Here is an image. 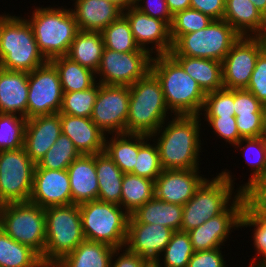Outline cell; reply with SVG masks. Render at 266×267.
<instances>
[{
	"label": "cell",
	"instance_id": "6da1fadb",
	"mask_svg": "<svg viewBox=\"0 0 266 267\" xmlns=\"http://www.w3.org/2000/svg\"><path fill=\"white\" fill-rule=\"evenodd\" d=\"M201 120L199 115H174L149 136L157 145L163 170L199 169Z\"/></svg>",
	"mask_w": 266,
	"mask_h": 267
},
{
	"label": "cell",
	"instance_id": "7a4b0ae2",
	"mask_svg": "<svg viewBox=\"0 0 266 267\" xmlns=\"http://www.w3.org/2000/svg\"><path fill=\"white\" fill-rule=\"evenodd\" d=\"M151 72L161 84L166 106L171 113L200 116L206 93L170 54L153 56Z\"/></svg>",
	"mask_w": 266,
	"mask_h": 267
},
{
	"label": "cell",
	"instance_id": "3957f363",
	"mask_svg": "<svg viewBox=\"0 0 266 267\" xmlns=\"http://www.w3.org/2000/svg\"><path fill=\"white\" fill-rule=\"evenodd\" d=\"M47 62L27 19L0 15V68L29 73Z\"/></svg>",
	"mask_w": 266,
	"mask_h": 267
},
{
	"label": "cell",
	"instance_id": "277c9868",
	"mask_svg": "<svg viewBox=\"0 0 266 267\" xmlns=\"http://www.w3.org/2000/svg\"><path fill=\"white\" fill-rule=\"evenodd\" d=\"M129 114L126 133L152 135L169 118L161 84L150 71L145 77L129 86ZM167 118V119H166Z\"/></svg>",
	"mask_w": 266,
	"mask_h": 267
},
{
	"label": "cell",
	"instance_id": "5b68a950",
	"mask_svg": "<svg viewBox=\"0 0 266 267\" xmlns=\"http://www.w3.org/2000/svg\"><path fill=\"white\" fill-rule=\"evenodd\" d=\"M234 181L228 170L222 171L215 178H206L195 190L193 197L183 205L180 231L188 232L223 213L241 195L239 189L236 194L233 192Z\"/></svg>",
	"mask_w": 266,
	"mask_h": 267
},
{
	"label": "cell",
	"instance_id": "8992f818",
	"mask_svg": "<svg viewBox=\"0 0 266 267\" xmlns=\"http://www.w3.org/2000/svg\"><path fill=\"white\" fill-rule=\"evenodd\" d=\"M35 7L27 21L32 26L35 40L44 57L50 61L67 55L74 37L79 32L70 8Z\"/></svg>",
	"mask_w": 266,
	"mask_h": 267
},
{
	"label": "cell",
	"instance_id": "52a82bcc",
	"mask_svg": "<svg viewBox=\"0 0 266 267\" xmlns=\"http://www.w3.org/2000/svg\"><path fill=\"white\" fill-rule=\"evenodd\" d=\"M46 245L41 257L46 267H52L85 240L79 205L68 204L45 208Z\"/></svg>",
	"mask_w": 266,
	"mask_h": 267
},
{
	"label": "cell",
	"instance_id": "ba28073f",
	"mask_svg": "<svg viewBox=\"0 0 266 267\" xmlns=\"http://www.w3.org/2000/svg\"><path fill=\"white\" fill-rule=\"evenodd\" d=\"M85 240L125 247L129 214L119 205L99 200L79 205Z\"/></svg>",
	"mask_w": 266,
	"mask_h": 267
},
{
	"label": "cell",
	"instance_id": "9c48e42d",
	"mask_svg": "<svg viewBox=\"0 0 266 267\" xmlns=\"http://www.w3.org/2000/svg\"><path fill=\"white\" fill-rule=\"evenodd\" d=\"M0 228L15 241L43 256L46 245L44 208L30 201L4 204L0 212Z\"/></svg>",
	"mask_w": 266,
	"mask_h": 267
},
{
	"label": "cell",
	"instance_id": "30bf717a",
	"mask_svg": "<svg viewBox=\"0 0 266 267\" xmlns=\"http://www.w3.org/2000/svg\"><path fill=\"white\" fill-rule=\"evenodd\" d=\"M239 38L240 35L227 21L213 20L202 30L182 35L169 54L222 62Z\"/></svg>",
	"mask_w": 266,
	"mask_h": 267
},
{
	"label": "cell",
	"instance_id": "8fae6325",
	"mask_svg": "<svg viewBox=\"0 0 266 267\" xmlns=\"http://www.w3.org/2000/svg\"><path fill=\"white\" fill-rule=\"evenodd\" d=\"M35 166L24 147L0 151V200L3 204L30 200Z\"/></svg>",
	"mask_w": 266,
	"mask_h": 267
},
{
	"label": "cell",
	"instance_id": "7c38bea8",
	"mask_svg": "<svg viewBox=\"0 0 266 267\" xmlns=\"http://www.w3.org/2000/svg\"><path fill=\"white\" fill-rule=\"evenodd\" d=\"M152 54L148 51L116 52L104 48L96 71L97 82L104 85L131 86L151 71Z\"/></svg>",
	"mask_w": 266,
	"mask_h": 267
},
{
	"label": "cell",
	"instance_id": "4fadbf2b",
	"mask_svg": "<svg viewBox=\"0 0 266 267\" xmlns=\"http://www.w3.org/2000/svg\"><path fill=\"white\" fill-rule=\"evenodd\" d=\"M27 119L59 113L63 91L55 66L46 64L28 73Z\"/></svg>",
	"mask_w": 266,
	"mask_h": 267
},
{
	"label": "cell",
	"instance_id": "5bb4252c",
	"mask_svg": "<svg viewBox=\"0 0 266 267\" xmlns=\"http://www.w3.org/2000/svg\"><path fill=\"white\" fill-rule=\"evenodd\" d=\"M129 86L99 83L91 120L107 135L126 133L129 114ZM107 132V133H106Z\"/></svg>",
	"mask_w": 266,
	"mask_h": 267
},
{
	"label": "cell",
	"instance_id": "9a60e30c",
	"mask_svg": "<svg viewBox=\"0 0 266 267\" xmlns=\"http://www.w3.org/2000/svg\"><path fill=\"white\" fill-rule=\"evenodd\" d=\"M266 44L255 37L240 36L222 61L223 85L226 89H246L258 56Z\"/></svg>",
	"mask_w": 266,
	"mask_h": 267
},
{
	"label": "cell",
	"instance_id": "2e32d148",
	"mask_svg": "<svg viewBox=\"0 0 266 267\" xmlns=\"http://www.w3.org/2000/svg\"><path fill=\"white\" fill-rule=\"evenodd\" d=\"M243 211L244 199L241 194L223 213L188 231L194 252L211 250L224 245L233 228H241Z\"/></svg>",
	"mask_w": 266,
	"mask_h": 267
},
{
	"label": "cell",
	"instance_id": "e0dca14e",
	"mask_svg": "<svg viewBox=\"0 0 266 267\" xmlns=\"http://www.w3.org/2000/svg\"><path fill=\"white\" fill-rule=\"evenodd\" d=\"M123 15L130 23L131 31L139 48L152 55L169 54L173 43L170 38V27L157 18L148 16L134 6L123 10ZM148 44H153L151 48Z\"/></svg>",
	"mask_w": 266,
	"mask_h": 267
},
{
	"label": "cell",
	"instance_id": "ac0fdd59",
	"mask_svg": "<svg viewBox=\"0 0 266 267\" xmlns=\"http://www.w3.org/2000/svg\"><path fill=\"white\" fill-rule=\"evenodd\" d=\"M173 232L172 229L160 224L138 223L130 215L125 247L130 252L146 258L150 263H155L163 259L161 254L170 242Z\"/></svg>",
	"mask_w": 266,
	"mask_h": 267
},
{
	"label": "cell",
	"instance_id": "d6986e66",
	"mask_svg": "<svg viewBox=\"0 0 266 267\" xmlns=\"http://www.w3.org/2000/svg\"><path fill=\"white\" fill-rule=\"evenodd\" d=\"M30 202L41 208L72 204L67 170H49L35 166Z\"/></svg>",
	"mask_w": 266,
	"mask_h": 267
},
{
	"label": "cell",
	"instance_id": "ffe728a7",
	"mask_svg": "<svg viewBox=\"0 0 266 267\" xmlns=\"http://www.w3.org/2000/svg\"><path fill=\"white\" fill-rule=\"evenodd\" d=\"M199 169L162 170L154 181V196L164 202L186 204L206 179Z\"/></svg>",
	"mask_w": 266,
	"mask_h": 267
},
{
	"label": "cell",
	"instance_id": "44dd1931",
	"mask_svg": "<svg viewBox=\"0 0 266 267\" xmlns=\"http://www.w3.org/2000/svg\"><path fill=\"white\" fill-rule=\"evenodd\" d=\"M61 133L59 113L27 119L23 147L29 158L37 164Z\"/></svg>",
	"mask_w": 266,
	"mask_h": 267
},
{
	"label": "cell",
	"instance_id": "7402d4cb",
	"mask_svg": "<svg viewBox=\"0 0 266 267\" xmlns=\"http://www.w3.org/2000/svg\"><path fill=\"white\" fill-rule=\"evenodd\" d=\"M60 114L61 132L74 143L80 154H98L105 150L106 134L91 118Z\"/></svg>",
	"mask_w": 266,
	"mask_h": 267
},
{
	"label": "cell",
	"instance_id": "603a6c76",
	"mask_svg": "<svg viewBox=\"0 0 266 267\" xmlns=\"http://www.w3.org/2000/svg\"><path fill=\"white\" fill-rule=\"evenodd\" d=\"M67 171L73 204L97 200L99 185L95 154H81L68 166Z\"/></svg>",
	"mask_w": 266,
	"mask_h": 267
},
{
	"label": "cell",
	"instance_id": "cb8c5ba5",
	"mask_svg": "<svg viewBox=\"0 0 266 267\" xmlns=\"http://www.w3.org/2000/svg\"><path fill=\"white\" fill-rule=\"evenodd\" d=\"M73 5L70 10L83 31L101 32L123 14V9L109 0H75Z\"/></svg>",
	"mask_w": 266,
	"mask_h": 267
},
{
	"label": "cell",
	"instance_id": "d4e9b609",
	"mask_svg": "<svg viewBox=\"0 0 266 267\" xmlns=\"http://www.w3.org/2000/svg\"><path fill=\"white\" fill-rule=\"evenodd\" d=\"M28 72L0 68V113L27 119Z\"/></svg>",
	"mask_w": 266,
	"mask_h": 267
},
{
	"label": "cell",
	"instance_id": "484cf974",
	"mask_svg": "<svg viewBox=\"0 0 266 267\" xmlns=\"http://www.w3.org/2000/svg\"><path fill=\"white\" fill-rule=\"evenodd\" d=\"M114 250L108 244L84 240L52 267H111Z\"/></svg>",
	"mask_w": 266,
	"mask_h": 267
},
{
	"label": "cell",
	"instance_id": "4316f807",
	"mask_svg": "<svg viewBox=\"0 0 266 267\" xmlns=\"http://www.w3.org/2000/svg\"><path fill=\"white\" fill-rule=\"evenodd\" d=\"M205 92L224 88L222 62L187 56H172Z\"/></svg>",
	"mask_w": 266,
	"mask_h": 267
},
{
	"label": "cell",
	"instance_id": "83f0119b",
	"mask_svg": "<svg viewBox=\"0 0 266 267\" xmlns=\"http://www.w3.org/2000/svg\"><path fill=\"white\" fill-rule=\"evenodd\" d=\"M95 166L99 185L97 200L120 206L124 173L105 151L95 154Z\"/></svg>",
	"mask_w": 266,
	"mask_h": 267
},
{
	"label": "cell",
	"instance_id": "f1b7e54d",
	"mask_svg": "<svg viewBox=\"0 0 266 267\" xmlns=\"http://www.w3.org/2000/svg\"><path fill=\"white\" fill-rule=\"evenodd\" d=\"M183 206L164 202L155 196L138 208L131 216L138 223L160 224L173 231H180Z\"/></svg>",
	"mask_w": 266,
	"mask_h": 267
},
{
	"label": "cell",
	"instance_id": "f546056e",
	"mask_svg": "<svg viewBox=\"0 0 266 267\" xmlns=\"http://www.w3.org/2000/svg\"><path fill=\"white\" fill-rule=\"evenodd\" d=\"M104 48L101 32L79 30L66 56L96 73Z\"/></svg>",
	"mask_w": 266,
	"mask_h": 267
},
{
	"label": "cell",
	"instance_id": "4dcf8cb0",
	"mask_svg": "<svg viewBox=\"0 0 266 267\" xmlns=\"http://www.w3.org/2000/svg\"><path fill=\"white\" fill-rule=\"evenodd\" d=\"M223 20L240 36L254 37L262 24V14L250 0H225Z\"/></svg>",
	"mask_w": 266,
	"mask_h": 267
},
{
	"label": "cell",
	"instance_id": "1f68e13d",
	"mask_svg": "<svg viewBox=\"0 0 266 267\" xmlns=\"http://www.w3.org/2000/svg\"><path fill=\"white\" fill-rule=\"evenodd\" d=\"M50 62L59 73L63 92L87 90L97 82L95 72L87 67L81 66L66 55L55 57Z\"/></svg>",
	"mask_w": 266,
	"mask_h": 267
},
{
	"label": "cell",
	"instance_id": "d6a6232c",
	"mask_svg": "<svg viewBox=\"0 0 266 267\" xmlns=\"http://www.w3.org/2000/svg\"><path fill=\"white\" fill-rule=\"evenodd\" d=\"M115 164L125 173H132L138 156V134H112L105 138V150Z\"/></svg>",
	"mask_w": 266,
	"mask_h": 267
},
{
	"label": "cell",
	"instance_id": "836d02e7",
	"mask_svg": "<svg viewBox=\"0 0 266 267\" xmlns=\"http://www.w3.org/2000/svg\"><path fill=\"white\" fill-rule=\"evenodd\" d=\"M0 267H46L41 257L0 228Z\"/></svg>",
	"mask_w": 266,
	"mask_h": 267
},
{
	"label": "cell",
	"instance_id": "e575fe53",
	"mask_svg": "<svg viewBox=\"0 0 266 267\" xmlns=\"http://www.w3.org/2000/svg\"><path fill=\"white\" fill-rule=\"evenodd\" d=\"M120 206L131 215L154 197V181L125 173L122 180Z\"/></svg>",
	"mask_w": 266,
	"mask_h": 267
},
{
	"label": "cell",
	"instance_id": "d590c367",
	"mask_svg": "<svg viewBox=\"0 0 266 267\" xmlns=\"http://www.w3.org/2000/svg\"><path fill=\"white\" fill-rule=\"evenodd\" d=\"M104 46L116 52L146 51L136 44L130 23L122 14L101 31Z\"/></svg>",
	"mask_w": 266,
	"mask_h": 267
},
{
	"label": "cell",
	"instance_id": "8d00e7d4",
	"mask_svg": "<svg viewBox=\"0 0 266 267\" xmlns=\"http://www.w3.org/2000/svg\"><path fill=\"white\" fill-rule=\"evenodd\" d=\"M149 140L148 135L138 134V156L132 174L155 181L163 169L157 145Z\"/></svg>",
	"mask_w": 266,
	"mask_h": 267
},
{
	"label": "cell",
	"instance_id": "74e56055",
	"mask_svg": "<svg viewBox=\"0 0 266 267\" xmlns=\"http://www.w3.org/2000/svg\"><path fill=\"white\" fill-rule=\"evenodd\" d=\"M80 155L72 140L61 133L56 142L36 165L42 169L67 170L68 166Z\"/></svg>",
	"mask_w": 266,
	"mask_h": 267
},
{
	"label": "cell",
	"instance_id": "f35d334b",
	"mask_svg": "<svg viewBox=\"0 0 266 267\" xmlns=\"http://www.w3.org/2000/svg\"><path fill=\"white\" fill-rule=\"evenodd\" d=\"M194 250L188 232L174 231L163 253L164 263L156 261L158 267H187ZM163 264V265H162Z\"/></svg>",
	"mask_w": 266,
	"mask_h": 267
},
{
	"label": "cell",
	"instance_id": "ab89813d",
	"mask_svg": "<svg viewBox=\"0 0 266 267\" xmlns=\"http://www.w3.org/2000/svg\"><path fill=\"white\" fill-rule=\"evenodd\" d=\"M235 147H239V149H241V151L245 153L244 155V153L242 152L243 157H245V161L248 166L252 167L251 169H253L251 170V177L248 178V182L245 184H241L242 186H239V188H237L242 191L253 180L266 176V145L261 137H257L242 138L235 145ZM249 153L252 154L250 155Z\"/></svg>",
	"mask_w": 266,
	"mask_h": 267
},
{
	"label": "cell",
	"instance_id": "60d3db41",
	"mask_svg": "<svg viewBox=\"0 0 266 267\" xmlns=\"http://www.w3.org/2000/svg\"><path fill=\"white\" fill-rule=\"evenodd\" d=\"M98 90L99 82L87 90L63 92L59 113L91 118Z\"/></svg>",
	"mask_w": 266,
	"mask_h": 267
},
{
	"label": "cell",
	"instance_id": "b9f144b4",
	"mask_svg": "<svg viewBox=\"0 0 266 267\" xmlns=\"http://www.w3.org/2000/svg\"><path fill=\"white\" fill-rule=\"evenodd\" d=\"M26 122L20 115L0 113V151L23 147Z\"/></svg>",
	"mask_w": 266,
	"mask_h": 267
},
{
	"label": "cell",
	"instance_id": "7bdbcfd3",
	"mask_svg": "<svg viewBox=\"0 0 266 267\" xmlns=\"http://www.w3.org/2000/svg\"><path fill=\"white\" fill-rule=\"evenodd\" d=\"M212 21V18L191 7L175 13L170 25L172 43L174 44L184 34L206 28Z\"/></svg>",
	"mask_w": 266,
	"mask_h": 267
},
{
	"label": "cell",
	"instance_id": "ee69618b",
	"mask_svg": "<svg viewBox=\"0 0 266 267\" xmlns=\"http://www.w3.org/2000/svg\"><path fill=\"white\" fill-rule=\"evenodd\" d=\"M234 89L222 88L206 93L200 115L205 117L235 116Z\"/></svg>",
	"mask_w": 266,
	"mask_h": 267
},
{
	"label": "cell",
	"instance_id": "f6af8a7d",
	"mask_svg": "<svg viewBox=\"0 0 266 267\" xmlns=\"http://www.w3.org/2000/svg\"><path fill=\"white\" fill-rule=\"evenodd\" d=\"M244 209L255 218H266V176L250 182L242 191Z\"/></svg>",
	"mask_w": 266,
	"mask_h": 267
},
{
	"label": "cell",
	"instance_id": "bcb514c9",
	"mask_svg": "<svg viewBox=\"0 0 266 267\" xmlns=\"http://www.w3.org/2000/svg\"><path fill=\"white\" fill-rule=\"evenodd\" d=\"M248 226L254 227L252 238L254 241L253 245L255 247V251H257V256L252 259L250 266L259 267L264 261H266V218L252 217L244 209L241 216V228H247ZM257 257L259 259H256Z\"/></svg>",
	"mask_w": 266,
	"mask_h": 267
},
{
	"label": "cell",
	"instance_id": "7dc6e473",
	"mask_svg": "<svg viewBox=\"0 0 266 267\" xmlns=\"http://www.w3.org/2000/svg\"><path fill=\"white\" fill-rule=\"evenodd\" d=\"M204 119L208 121L207 123L214 130L212 132L226 141V143L229 142V144L235 146L242 139L237 129L235 116L204 117Z\"/></svg>",
	"mask_w": 266,
	"mask_h": 267
},
{
	"label": "cell",
	"instance_id": "c3c4849f",
	"mask_svg": "<svg viewBox=\"0 0 266 267\" xmlns=\"http://www.w3.org/2000/svg\"><path fill=\"white\" fill-rule=\"evenodd\" d=\"M266 107V49L258 56L246 88Z\"/></svg>",
	"mask_w": 266,
	"mask_h": 267
},
{
	"label": "cell",
	"instance_id": "681fc988",
	"mask_svg": "<svg viewBox=\"0 0 266 267\" xmlns=\"http://www.w3.org/2000/svg\"><path fill=\"white\" fill-rule=\"evenodd\" d=\"M235 115L266 113V107L248 90L234 89Z\"/></svg>",
	"mask_w": 266,
	"mask_h": 267
},
{
	"label": "cell",
	"instance_id": "f907efd6",
	"mask_svg": "<svg viewBox=\"0 0 266 267\" xmlns=\"http://www.w3.org/2000/svg\"><path fill=\"white\" fill-rule=\"evenodd\" d=\"M265 114L266 113H252V115H235L240 137H261Z\"/></svg>",
	"mask_w": 266,
	"mask_h": 267
},
{
	"label": "cell",
	"instance_id": "816d5d0a",
	"mask_svg": "<svg viewBox=\"0 0 266 267\" xmlns=\"http://www.w3.org/2000/svg\"><path fill=\"white\" fill-rule=\"evenodd\" d=\"M141 1L142 0H134V7L150 17L163 20L170 27L173 15L169 11L166 0Z\"/></svg>",
	"mask_w": 266,
	"mask_h": 267
},
{
	"label": "cell",
	"instance_id": "f5cc1de1",
	"mask_svg": "<svg viewBox=\"0 0 266 267\" xmlns=\"http://www.w3.org/2000/svg\"><path fill=\"white\" fill-rule=\"evenodd\" d=\"M220 248L194 252L187 267H227Z\"/></svg>",
	"mask_w": 266,
	"mask_h": 267
},
{
	"label": "cell",
	"instance_id": "db71d44e",
	"mask_svg": "<svg viewBox=\"0 0 266 267\" xmlns=\"http://www.w3.org/2000/svg\"><path fill=\"white\" fill-rule=\"evenodd\" d=\"M122 250L123 253H120L119 251L122 252ZM113 258L116 260L114 261ZM149 264L146 258L130 252L126 247L116 248L111 261V267H148Z\"/></svg>",
	"mask_w": 266,
	"mask_h": 267
},
{
	"label": "cell",
	"instance_id": "11a10c76",
	"mask_svg": "<svg viewBox=\"0 0 266 267\" xmlns=\"http://www.w3.org/2000/svg\"><path fill=\"white\" fill-rule=\"evenodd\" d=\"M190 7L202 12L213 20H223L225 0H191Z\"/></svg>",
	"mask_w": 266,
	"mask_h": 267
},
{
	"label": "cell",
	"instance_id": "9f6ffc18",
	"mask_svg": "<svg viewBox=\"0 0 266 267\" xmlns=\"http://www.w3.org/2000/svg\"><path fill=\"white\" fill-rule=\"evenodd\" d=\"M190 2L191 0H166L167 6L172 15L190 8Z\"/></svg>",
	"mask_w": 266,
	"mask_h": 267
},
{
	"label": "cell",
	"instance_id": "6f0895ef",
	"mask_svg": "<svg viewBox=\"0 0 266 267\" xmlns=\"http://www.w3.org/2000/svg\"><path fill=\"white\" fill-rule=\"evenodd\" d=\"M254 37L266 44V11L262 14L261 27Z\"/></svg>",
	"mask_w": 266,
	"mask_h": 267
},
{
	"label": "cell",
	"instance_id": "680465c9",
	"mask_svg": "<svg viewBox=\"0 0 266 267\" xmlns=\"http://www.w3.org/2000/svg\"><path fill=\"white\" fill-rule=\"evenodd\" d=\"M109 1L116 3L123 10L131 6H134V0H109Z\"/></svg>",
	"mask_w": 266,
	"mask_h": 267
},
{
	"label": "cell",
	"instance_id": "91938a15",
	"mask_svg": "<svg viewBox=\"0 0 266 267\" xmlns=\"http://www.w3.org/2000/svg\"><path fill=\"white\" fill-rule=\"evenodd\" d=\"M256 9L263 14L266 11V0H250Z\"/></svg>",
	"mask_w": 266,
	"mask_h": 267
},
{
	"label": "cell",
	"instance_id": "94428289",
	"mask_svg": "<svg viewBox=\"0 0 266 267\" xmlns=\"http://www.w3.org/2000/svg\"><path fill=\"white\" fill-rule=\"evenodd\" d=\"M261 138H262V140L264 141V143L266 145V114H265V118H264V124H263Z\"/></svg>",
	"mask_w": 266,
	"mask_h": 267
},
{
	"label": "cell",
	"instance_id": "6125c7cd",
	"mask_svg": "<svg viewBox=\"0 0 266 267\" xmlns=\"http://www.w3.org/2000/svg\"><path fill=\"white\" fill-rule=\"evenodd\" d=\"M148 267H158L155 263H150Z\"/></svg>",
	"mask_w": 266,
	"mask_h": 267
},
{
	"label": "cell",
	"instance_id": "be15d7a7",
	"mask_svg": "<svg viewBox=\"0 0 266 267\" xmlns=\"http://www.w3.org/2000/svg\"><path fill=\"white\" fill-rule=\"evenodd\" d=\"M259 267H266V261H264Z\"/></svg>",
	"mask_w": 266,
	"mask_h": 267
},
{
	"label": "cell",
	"instance_id": "e7e4bbea",
	"mask_svg": "<svg viewBox=\"0 0 266 267\" xmlns=\"http://www.w3.org/2000/svg\"><path fill=\"white\" fill-rule=\"evenodd\" d=\"M3 202H0V212H1V209L3 208Z\"/></svg>",
	"mask_w": 266,
	"mask_h": 267
}]
</instances>
